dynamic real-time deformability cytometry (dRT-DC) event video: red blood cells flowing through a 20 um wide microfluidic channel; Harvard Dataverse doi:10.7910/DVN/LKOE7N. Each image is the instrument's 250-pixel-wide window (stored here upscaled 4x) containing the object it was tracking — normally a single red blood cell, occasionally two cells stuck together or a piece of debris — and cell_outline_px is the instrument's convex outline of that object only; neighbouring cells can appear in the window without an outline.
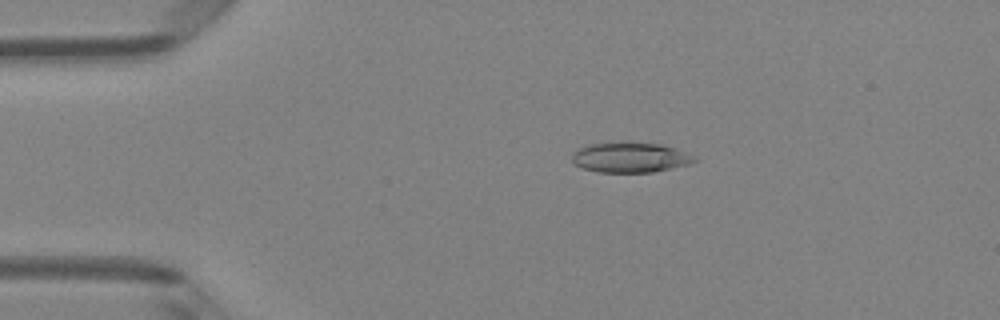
{"species": "Egyptian fruit bat (a non-hibernating species)", "species_latin": "Rousettus aegyptiacus", "temperature_condition": "room temperature", "stored_images_in_passage": 4, "camera_frame_rate_fps": 3000, "um_per_image_px": 0.085, "animal": {"sex": "female"}, "frame": {"image": 1, "passage_image": 3, "time_ms": 0.667, "image_size_px": [1000, 320], "cell_outline_px": [[700, 160], [688, 164], [652, 172], [596, 172], [584, 168], [576, 164], [572, 160], [572, 156], [576, 148], [592, 144], [660, 144], [676, 148], [696, 156]], "centroid_in_image_um": [53.6, 13.41], "position_along_channel_um": 31.4, "area_um2": 20.92}}